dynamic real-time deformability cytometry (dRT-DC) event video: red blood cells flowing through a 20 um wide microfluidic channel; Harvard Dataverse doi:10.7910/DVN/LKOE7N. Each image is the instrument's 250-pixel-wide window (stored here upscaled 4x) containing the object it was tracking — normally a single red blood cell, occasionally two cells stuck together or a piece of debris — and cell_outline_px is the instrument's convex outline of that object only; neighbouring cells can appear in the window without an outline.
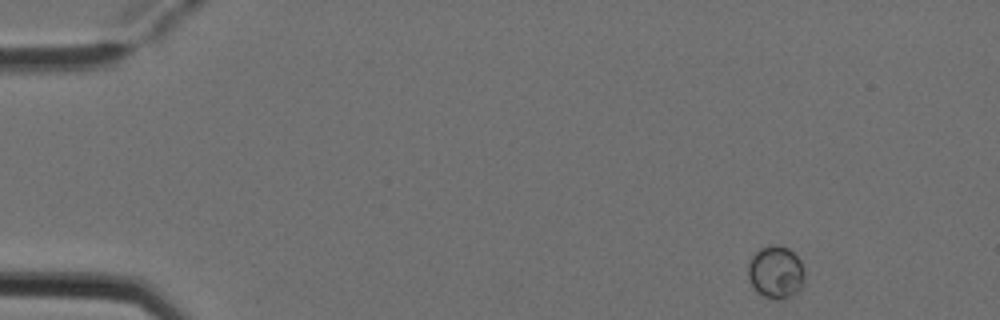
{"species": "Egyptian fruit bat (a non-hibernating species)", "species_latin": "Rousettus aegyptiacus", "temperature_condition": "cold", "stored_images_in_passage": 3, "camera_frame_rate_fps": 3000, "um_per_image_px": 0.085, "animal": {"sex": "female"}, "frame": {"image": 1, "passage_image": 1, "time_ms": 0.0, "image_size_px": [1000, 320], "cell_outline_px": [[804, 280], [800, 288], [792, 296], [764, 296], [752, 284], [748, 276], [748, 264], [752, 256], [760, 248], [772, 244], [776, 244], [788, 248], [800, 260], [804, 272]], "centroid_in_image_um": [65.95, 23.06], "position_along_channel_um": 19.1, "area_um2": 16.7}}